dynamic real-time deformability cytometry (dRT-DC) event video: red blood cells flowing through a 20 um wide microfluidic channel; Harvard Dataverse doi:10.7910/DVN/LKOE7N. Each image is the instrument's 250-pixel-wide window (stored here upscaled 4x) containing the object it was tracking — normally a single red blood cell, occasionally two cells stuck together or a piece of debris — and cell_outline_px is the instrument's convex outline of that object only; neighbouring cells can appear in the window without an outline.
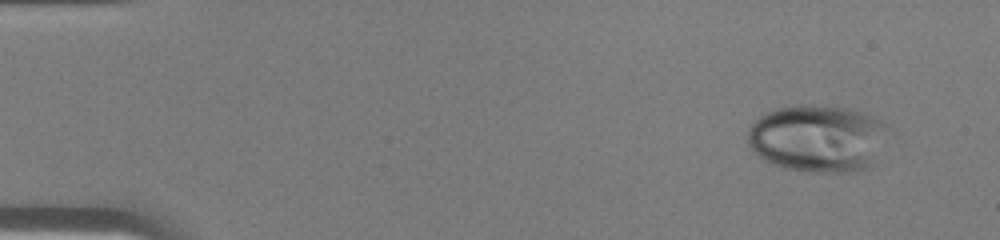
{"species": "human", "species_latin": "Homo sapiens", "temperature_condition": "warm", "stored_images_in_passage": 41, "camera_frame_rate_fps": 3000, "um_per_image_px": 0.085, "donor": {"sex": "male"}, "frame": {"image": 1, "passage_image": 1, "time_ms": 0.0, "image_size_px": [1000, 240], "cell_outline_px": [[888, 124], [872, 160], [864, 168], [848, 172], [808, 172], [788, 168], [772, 164], [756, 156], [748, 148], [748, 128], [760, 116], [776, 108], [796, 104], [804, 104], [844, 108], [860, 112], [872, 116]], "centroid_in_image_um": [69.38, 11.75], "position_along_channel_um": 15.6, "area_um2": 54.33}}
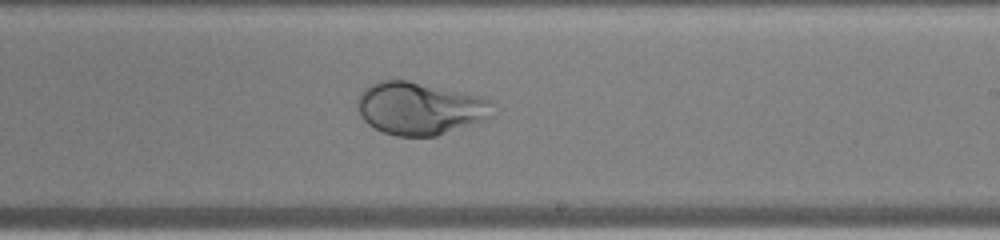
{"frame": {"image": 2, "passage_image": 24, "time_ms": 7.667, "image_size_px": [1000, 240], "cell_outline_px": [[496, 104], [492, 116], [484, 120], [436, 136], [396, 136], [384, 132], [368, 124], [360, 116], [360, 92], [364, 88], [376, 80], [408, 80], [484, 96], [492, 100]], "centroid_in_image_um": [35.75, 9.19], "position_along_channel_um": 253.2, "area_um2": 41.73}}
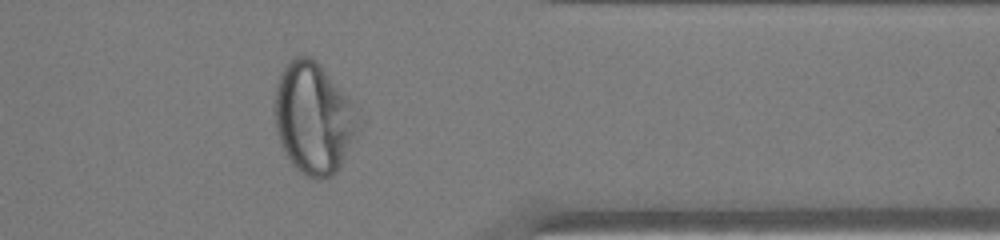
{"frame": {"image": 3, "passage_image": 33, "time_ms": 10.667, "image_size_px": [1000, 240], "cell_outline_px": [[360, 128], [356, 136], [336, 172], [332, 176], [320, 180], [308, 176], [300, 172], [292, 164], [284, 152], [280, 144], [276, 132], [276, 84], [280, 72], [284, 64], [292, 56], [308, 56], [316, 60], [320, 64], [352, 104]], "centroid_in_image_um": [26.62, 10.05], "position_along_channel_um": 384.8, "area_um2": 53.7}}